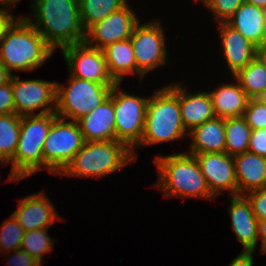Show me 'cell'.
I'll return each instance as SVG.
<instances>
[{
	"label": "cell",
	"mask_w": 266,
	"mask_h": 266,
	"mask_svg": "<svg viewBox=\"0 0 266 266\" xmlns=\"http://www.w3.org/2000/svg\"><path fill=\"white\" fill-rule=\"evenodd\" d=\"M33 19L23 16L32 24L46 43L61 50L85 41L79 0H31Z\"/></svg>",
	"instance_id": "obj_1"
},
{
	"label": "cell",
	"mask_w": 266,
	"mask_h": 266,
	"mask_svg": "<svg viewBox=\"0 0 266 266\" xmlns=\"http://www.w3.org/2000/svg\"><path fill=\"white\" fill-rule=\"evenodd\" d=\"M188 152L154 158L159 178L153 186L161 188L165 197L214 200L198 161Z\"/></svg>",
	"instance_id": "obj_2"
},
{
	"label": "cell",
	"mask_w": 266,
	"mask_h": 266,
	"mask_svg": "<svg viewBox=\"0 0 266 266\" xmlns=\"http://www.w3.org/2000/svg\"><path fill=\"white\" fill-rule=\"evenodd\" d=\"M54 50L23 16L0 39V63L12 71L42 67Z\"/></svg>",
	"instance_id": "obj_3"
},
{
	"label": "cell",
	"mask_w": 266,
	"mask_h": 266,
	"mask_svg": "<svg viewBox=\"0 0 266 266\" xmlns=\"http://www.w3.org/2000/svg\"><path fill=\"white\" fill-rule=\"evenodd\" d=\"M134 160L132 151L122 142L85 141L72 161L58 176L102 178L121 170Z\"/></svg>",
	"instance_id": "obj_4"
},
{
	"label": "cell",
	"mask_w": 266,
	"mask_h": 266,
	"mask_svg": "<svg viewBox=\"0 0 266 266\" xmlns=\"http://www.w3.org/2000/svg\"><path fill=\"white\" fill-rule=\"evenodd\" d=\"M188 137L180 114L179 97L168 87L155 90L148 99L140 144L155 145Z\"/></svg>",
	"instance_id": "obj_5"
},
{
	"label": "cell",
	"mask_w": 266,
	"mask_h": 266,
	"mask_svg": "<svg viewBox=\"0 0 266 266\" xmlns=\"http://www.w3.org/2000/svg\"><path fill=\"white\" fill-rule=\"evenodd\" d=\"M55 112L21 116L20 134L8 181H20L43 169V145Z\"/></svg>",
	"instance_id": "obj_6"
},
{
	"label": "cell",
	"mask_w": 266,
	"mask_h": 266,
	"mask_svg": "<svg viewBox=\"0 0 266 266\" xmlns=\"http://www.w3.org/2000/svg\"><path fill=\"white\" fill-rule=\"evenodd\" d=\"M114 85L100 84L69 75L67 87L56 83L55 114L60 118L77 122L105 101Z\"/></svg>",
	"instance_id": "obj_7"
},
{
	"label": "cell",
	"mask_w": 266,
	"mask_h": 266,
	"mask_svg": "<svg viewBox=\"0 0 266 266\" xmlns=\"http://www.w3.org/2000/svg\"><path fill=\"white\" fill-rule=\"evenodd\" d=\"M85 139L76 121L56 117L43 145V168L59 175L83 147Z\"/></svg>",
	"instance_id": "obj_8"
},
{
	"label": "cell",
	"mask_w": 266,
	"mask_h": 266,
	"mask_svg": "<svg viewBox=\"0 0 266 266\" xmlns=\"http://www.w3.org/2000/svg\"><path fill=\"white\" fill-rule=\"evenodd\" d=\"M119 87L120 83L114 85L115 140L124 143L136 161L134 149L143 136L149 97L135 96Z\"/></svg>",
	"instance_id": "obj_9"
},
{
	"label": "cell",
	"mask_w": 266,
	"mask_h": 266,
	"mask_svg": "<svg viewBox=\"0 0 266 266\" xmlns=\"http://www.w3.org/2000/svg\"><path fill=\"white\" fill-rule=\"evenodd\" d=\"M163 30L157 20L143 24L139 22L134 27L130 39L140 79L150 71L167 64L166 37Z\"/></svg>",
	"instance_id": "obj_10"
},
{
	"label": "cell",
	"mask_w": 266,
	"mask_h": 266,
	"mask_svg": "<svg viewBox=\"0 0 266 266\" xmlns=\"http://www.w3.org/2000/svg\"><path fill=\"white\" fill-rule=\"evenodd\" d=\"M56 83L39 79L11 78L15 113L20 116L39 115L56 110ZM42 109L38 113L37 110Z\"/></svg>",
	"instance_id": "obj_11"
},
{
	"label": "cell",
	"mask_w": 266,
	"mask_h": 266,
	"mask_svg": "<svg viewBox=\"0 0 266 266\" xmlns=\"http://www.w3.org/2000/svg\"><path fill=\"white\" fill-rule=\"evenodd\" d=\"M61 51L71 76L100 84H116L109 74L101 49L92 47L84 41L67 46Z\"/></svg>",
	"instance_id": "obj_12"
},
{
	"label": "cell",
	"mask_w": 266,
	"mask_h": 266,
	"mask_svg": "<svg viewBox=\"0 0 266 266\" xmlns=\"http://www.w3.org/2000/svg\"><path fill=\"white\" fill-rule=\"evenodd\" d=\"M139 22L137 14L127 3L104 20L92 25L86 31L85 42L102 50L110 44L131 38L134 27Z\"/></svg>",
	"instance_id": "obj_13"
},
{
	"label": "cell",
	"mask_w": 266,
	"mask_h": 266,
	"mask_svg": "<svg viewBox=\"0 0 266 266\" xmlns=\"http://www.w3.org/2000/svg\"><path fill=\"white\" fill-rule=\"evenodd\" d=\"M194 155L210 192L216 197L222 191L238 195L234 158L227 153H201Z\"/></svg>",
	"instance_id": "obj_14"
},
{
	"label": "cell",
	"mask_w": 266,
	"mask_h": 266,
	"mask_svg": "<svg viewBox=\"0 0 266 266\" xmlns=\"http://www.w3.org/2000/svg\"><path fill=\"white\" fill-rule=\"evenodd\" d=\"M18 204V208L13 211L12 215L24 228L25 232L49 228L60 218L55 206L45 196L44 192L20 198Z\"/></svg>",
	"instance_id": "obj_15"
},
{
	"label": "cell",
	"mask_w": 266,
	"mask_h": 266,
	"mask_svg": "<svg viewBox=\"0 0 266 266\" xmlns=\"http://www.w3.org/2000/svg\"><path fill=\"white\" fill-rule=\"evenodd\" d=\"M168 87L179 97L180 114L187 132L215 117L213 103L207 91L187 92L182 82L170 84Z\"/></svg>",
	"instance_id": "obj_16"
},
{
	"label": "cell",
	"mask_w": 266,
	"mask_h": 266,
	"mask_svg": "<svg viewBox=\"0 0 266 266\" xmlns=\"http://www.w3.org/2000/svg\"><path fill=\"white\" fill-rule=\"evenodd\" d=\"M218 27L221 36V50L229 71L234 76L258 55L259 50L257 46L226 22H220Z\"/></svg>",
	"instance_id": "obj_17"
},
{
	"label": "cell",
	"mask_w": 266,
	"mask_h": 266,
	"mask_svg": "<svg viewBox=\"0 0 266 266\" xmlns=\"http://www.w3.org/2000/svg\"><path fill=\"white\" fill-rule=\"evenodd\" d=\"M229 214L231 228L241 243L243 251H254L258 245V225L250 202L244 195L230 196Z\"/></svg>",
	"instance_id": "obj_18"
},
{
	"label": "cell",
	"mask_w": 266,
	"mask_h": 266,
	"mask_svg": "<svg viewBox=\"0 0 266 266\" xmlns=\"http://www.w3.org/2000/svg\"><path fill=\"white\" fill-rule=\"evenodd\" d=\"M77 122L85 141L115 140L114 86L105 101Z\"/></svg>",
	"instance_id": "obj_19"
},
{
	"label": "cell",
	"mask_w": 266,
	"mask_h": 266,
	"mask_svg": "<svg viewBox=\"0 0 266 266\" xmlns=\"http://www.w3.org/2000/svg\"><path fill=\"white\" fill-rule=\"evenodd\" d=\"M238 195L266 188V158L249 151L233 156Z\"/></svg>",
	"instance_id": "obj_20"
},
{
	"label": "cell",
	"mask_w": 266,
	"mask_h": 266,
	"mask_svg": "<svg viewBox=\"0 0 266 266\" xmlns=\"http://www.w3.org/2000/svg\"><path fill=\"white\" fill-rule=\"evenodd\" d=\"M189 154L225 153V119L214 117L188 132Z\"/></svg>",
	"instance_id": "obj_21"
},
{
	"label": "cell",
	"mask_w": 266,
	"mask_h": 266,
	"mask_svg": "<svg viewBox=\"0 0 266 266\" xmlns=\"http://www.w3.org/2000/svg\"><path fill=\"white\" fill-rule=\"evenodd\" d=\"M219 85L213 91H209L216 117L222 119L243 116L249 97L240 87L238 81Z\"/></svg>",
	"instance_id": "obj_22"
},
{
	"label": "cell",
	"mask_w": 266,
	"mask_h": 266,
	"mask_svg": "<svg viewBox=\"0 0 266 266\" xmlns=\"http://www.w3.org/2000/svg\"><path fill=\"white\" fill-rule=\"evenodd\" d=\"M102 51L109 74L116 83L121 84L124 77L130 74H139L130 38L110 44Z\"/></svg>",
	"instance_id": "obj_23"
},
{
	"label": "cell",
	"mask_w": 266,
	"mask_h": 266,
	"mask_svg": "<svg viewBox=\"0 0 266 266\" xmlns=\"http://www.w3.org/2000/svg\"><path fill=\"white\" fill-rule=\"evenodd\" d=\"M265 15V9L244 2L226 23L259 49Z\"/></svg>",
	"instance_id": "obj_24"
},
{
	"label": "cell",
	"mask_w": 266,
	"mask_h": 266,
	"mask_svg": "<svg viewBox=\"0 0 266 266\" xmlns=\"http://www.w3.org/2000/svg\"><path fill=\"white\" fill-rule=\"evenodd\" d=\"M232 77L249 98H266V62L259 54Z\"/></svg>",
	"instance_id": "obj_25"
},
{
	"label": "cell",
	"mask_w": 266,
	"mask_h": 266,
	"mask_svg": "<svg viewBox=\"0 0 266 266\" xmlns=\"http://www.w3.org/2000/svg\"><path fill=\"white\" fill-rule=\"evenodd\" d=\"M21 116L16 113L0 115V164H12L20 134Z\"/></svg>",
	"instance_id": "obj_26"
},
{
	"label": "cell",
	"mask_w": 266,
	"mask_h": 266,
	"mask_svg": "<svg viewBox=\"0 0 266 266\" xmlns=\"http://www.w3.org/2000/svg\"><path fill=\"white\" fill-rule=\"evenodd\" d=\"M251 132L243 116L225 119V153L234 156L247 152Z\"/></svg>",
	"instance_id": "obj_27"
},
{
	"label": "cell",
	"mask_w": 266,
	"mask_h": 266,
	"mask_svg": "<svg viewBox=\"0 0 266 266\" xmlns=\"http://www.w3.org/2000/svg\"><path fill=\"white\" fill-rule=\"evenodd\" d=\"M127 4V0H79L80 17L87 31L92 25L107 18Z\"/></svg>",
	"instance_id": "obj_28"
},
{
	"label": "cell",
	"mask_w": 266,
	"mask_h": 266,
	"mask_svg": "<svg viewBox=\"0 0 266 266\" xmlns=\"http://www.w3.org/2000/svg\"><path fill=\"white\" fill-rule=\"evenodd\" d=\"M54 241L48 234V228L30 230L24 233L21 249L42 264L44 255L52 252Z\"/></svg>",
	"instance_id": "obj_29"
},
{
	"label": "cell",
	"mask_w": 266,
	"mask_h": 266,
	"mask_svg": "<svg viewBox=\"0 0 266 266\" xmlns=\"http://www.w3.org/2000/svg\"><path fill=\"white\" fill-rule=\"evenodd\" d=\"M25 230L11 214L0 228V250L3 253L21 249Z\"/></svg>",
	"instance_id": "obj_30"
},
{
	"label": "cell",
	"mask_w": 266,
	"mask_h": 266,
	"mask_svg": "<svg viewBox=\"0 0 266 266\" xmlns=\"http://www.w3.org/2000/svg\"><path fill=\"white\" fill-rule=\"evenodd\" d=\"M243 117L252 130L266 128V98H250Z\"/></svg>",
	"instance_id": "obj_31"
},
{
	"label": "cell",
	"mask_w": 266,
	"mask_h": 266,
	"mask_svg": "<svg viewBox=\"0 0 266 266\" xmlns=\"http://www.w3.org/2000/svg\"><path fill=\"white\" fill-rule=\"evenodd\" d=\"M197 1V0H196ZM213 13L214 19L226 22L245 0H198Z\"/></svg>",
	"instance_id": "obj_32"
},
{
	"label": "cell",
	"mask_w": 266,
	"mask_h": 266,
	"mask_svg": "<svg viewBox=\"0 0 266 266\" xmlns=\"http://www.w3.org/2000/svg\"><path fill=\"white\" fill-rule=\"evenodd\" d=\"M250 202L258 221L266 220V188L254 190L244 195Z\"/></svg>",
	"instance_id": "obj_33"
},
{
	"label": "cell",
	"mask_w": 266,
	"mask_h": 266,
	"mask_svg": "<svg viewBox=\"0 0 266 266\" xmlns=\"http://www.w3.org/2000/svg\"><path fill=\"white\" fill-rule=\"evenodd\" d=\"M248 151L266 158V128L252 130Z\"/></svg>",
	"instance_id": "obj_34"
},
{
	"label": "cell",
	"mask_w": 266,
	"mask_h": 266,
	"mask_svg": "<svg viewBox=\"0 0 266 266\" xmlns=\"http://www.w3.org/2000/svg\"><path fill=\"white\" fill-rule=\"evenodd\" d=\"M15 113L11 81L0 86V115Z\"/></svg>",
	"instance_id": "obj_35"
},
{
	"label": "cell",
	"mask_w": 266,
	"mask_h": 266,
	"mask_svg": "<svg viewBox=\"0 0 266 266\" xmlns=\"http://www.w3.org/2000/svg\"><path fill=\"white\" fill-rule=\"evenodd\" d=\"M12 252L13 254L8 261L9 264H7L9 266H41L37 260L22 249L13 250Z\"/></svg>",
	"instance_id": "obj_36"
},
{
	"label": "cell",
	"mask_w": 266,
	"mask_h": 266,
	"mask_svg": "<svg viewBox=\"0 0 266 266\" xmlns=\"http://www.w3.org/2000/svg\"><path fill=\"white\" fill-rule=\"evenodd\" d=\"M3 7H0V39L5 33L13 26V24L20 18H15L9 11V8H13L11 4L0 3ZM7 8H5V7Z\"/></svg>",
	"instance_id": "obj_37"
},
{
	"label": "cell",
	"mask_w": 266,
	"mask_h": 266,
	"mask_svg": "<svg viewBox=\"0 0 266 266\" xmlns=\"http://www.w3.org/2000/svg\"><path fill=\"white\" fill-rule=\"evenodd\" d=\"M254 251H242L229 266H253Z\"/></svg>",
	"instance_id": "obj_38"
},
{
	"label": "cell",
	"mask_w": 266,
	"mask_h": 266,
	"mask_svg": "<svg viewBox=\"0 0 266 266\" xmlns=\"http://www.w3.org/2000/svg\"><path fill=\"white\" fill-rule=\"evenodd\" d=\"M261 238V251L266 253V220L259 221L258 225V239Z\"/></svg>",
	"instance_id": "obj_39"
},
{
	"label": "cell",
	"mask_w": 266,
	"mask_h": 266,
	"mask_svg": "<svg viewBox=\"0 0 266 266\" xmlns=\"http://www.w3.org/2000/svg\"><path fill=\"white\" fill-rule=\"evenodd\" d=\"M13 74L0 63V86L11 81Z\"/></svg>",
	"instance_id": "obj_40"
},
{
	"label": "cell",
	"mask_w": 266,
	"mask_h": 266,
	"mask_svg": "<svg viewBox=\"0 0 266 266\" xmlns=\"http://www.w3.org/2000/svg\"><path fill=\"white\" fill-rule=\"evenodd\" d=\"M245 2L266 10V0H245Z\"/></svg>",
	"instance_id": "obj_41"
},
{
	"label": "cell",
	"mask_w": 266,
	"mask_h": 266,
	"mask_svg": "<svg viewBox=\"0 0 266 266\" xmlns=\"http://www.w3.org/2000/svg\"><path fill=\"white\" fill-rule=\"evenodd\" d=\"M266 46V15L263 22V30H262V37H261V47Z\"/></svg>",
	"instance_id": "obj_42"
},
{
	"label": "cell",
	"mask_w": 266,
	"mask_h": 266,
	"mask_svg": "<svg viewBox=\"0 0 266 266\" xmlns=\"http://www.w3.org/2000/svg\"><path fill=\"white\" fill-rule=\"evenodd\" d=\"M258 50H259V53L258 54L266 62V46L260 47Z\"/></svg>",
	"instance_id": "obj_43"
},
{
	"label": "cell",
	"mask_w": 266,
	"mask_h": 266,
	"mask_svg": "<svg viewBox=\"0 0 266 266\" xmlns=\"http://www.w3.org/2000/svg\"><path fill=\"white\" fill-rule=\"evenodd\" d=\"M18 1H21V0H0V3L11 4L13 6H16Z\"/></svg>",
	"instance_id": "obj_44"
}]
</instances>
